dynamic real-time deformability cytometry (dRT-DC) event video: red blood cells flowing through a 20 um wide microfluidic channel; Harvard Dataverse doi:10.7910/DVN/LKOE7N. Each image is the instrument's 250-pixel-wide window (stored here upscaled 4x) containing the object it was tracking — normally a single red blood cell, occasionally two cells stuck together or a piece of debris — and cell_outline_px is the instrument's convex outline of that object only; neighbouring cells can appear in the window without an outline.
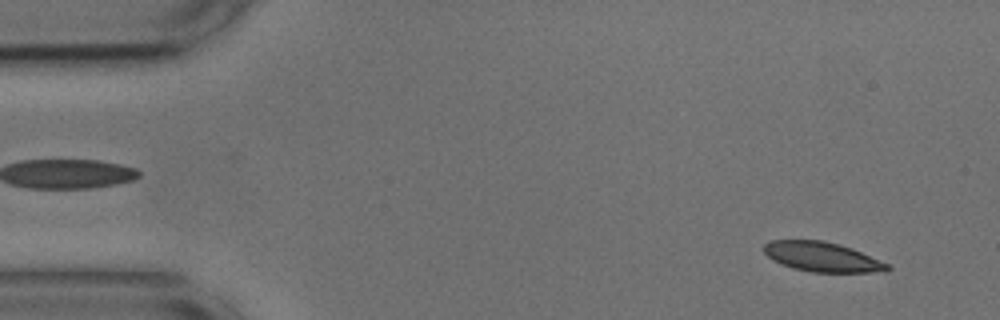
{"species": "common noctule bat (a hibernating species)", "species_latin": "Nyctalus noctula", "temperature_condition": "cold", "stored_images_in_passage": 53, "camera_frame_rate_fps": 3000, "um_per_image_px": 0.085, "animal": {"sex": "male", "body_mass_g": 17.9, "forearm_length_mm": 54.2}, "frame": {"image": 1, "passage_image": 3, "time_ms": 0.667, "image_size_px": [1000, 320], "cell_outline_px": [[892, 268], [884, 272], [812, 272], [792, 268], [780, 264], [772, 260], [764, 252], [764, 244], [772, 240], [824, 240], [840, 244], [852, 248], [888, 264]], "centroid_in_image_um": [69.87, 21.83], "position_along_channel_um": 15.1, "area_um2": 21.39}}
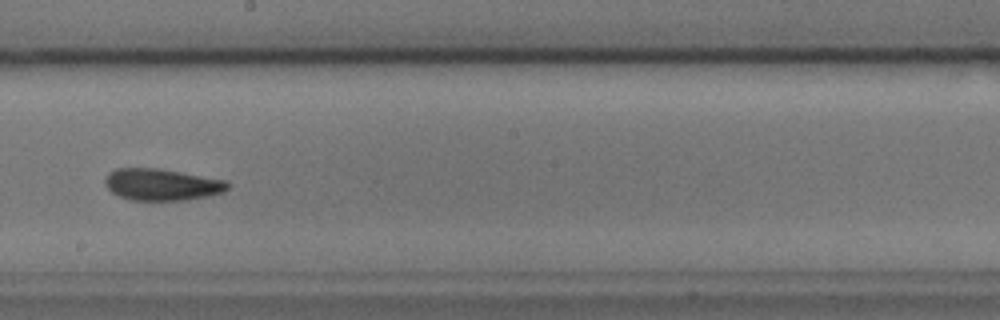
{"frame": {"image": 2, "passage_image": 29, "time_ms": 9.333, "image_size_px": [1000, 320], "cell_outline_px": [[232, 184], [224, 192], [208, 196], [188, 200], [132, 200], [120, 196], [112, 192], [104, 184], [104, 180], [108, 172], [116, 168], [156, 168], [228, 180]], "centroid_in_image_um": [13.78, 15.68], "position_along_channel_um": 234.4, "area_um2": 22.83}}
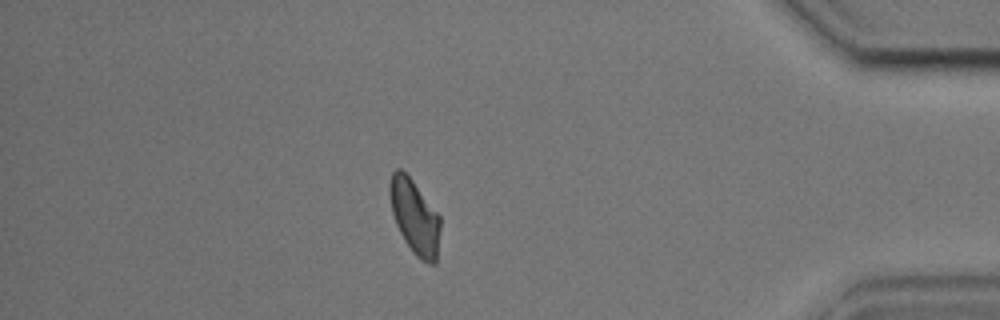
{"frame": {"image": 3, "passage_image": 46, "time_ms": 15.0, "image_size_px": [1000, 320], "cell_outline_px": [[440, 228], [436, 264], [428, 264], [420, 260], [412, 252], [404, 240], [396, 224], [392, 212], [388, 192], [388, 184], [392, 172], [396, 168], [400, 168], [412, 180], [440, 216]], "centroid_in_image_um": [35.23, 18.44], "position_along_channel_um": 400.0, "area_um2": 22.02}, "authors_computed_cell_mechanics": {"area_um2": 22.4264, "velocity_mm_per_s": 3.6344, "shape_relaxation_time_tau1_ms": 6.8776, "shape_relaxation_time_tau2_ms": 3.6674, "deformation_change_tau1": 0.1428, "deformation_change_tau2": 0.0899}}